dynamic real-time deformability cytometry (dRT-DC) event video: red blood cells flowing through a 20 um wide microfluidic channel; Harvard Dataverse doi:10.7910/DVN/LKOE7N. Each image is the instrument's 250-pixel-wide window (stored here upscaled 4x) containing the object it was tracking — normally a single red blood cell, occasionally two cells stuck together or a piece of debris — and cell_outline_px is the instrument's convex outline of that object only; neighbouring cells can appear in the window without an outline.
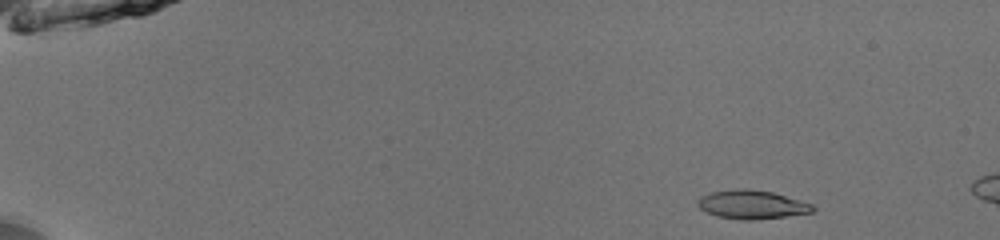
{"species": "common noctule bat (a hibernating species)", "species_latin": "Nyctalus noctula", "temperature_condition": "room temperature", "stored_images_in_passage": 11, "camera_frame_rate_fps": 3000, "um_per_image_px": 0.085, "animal": {"sex": "male", "body_mass_g": 13.0, "forearm_length_mm": 53.1}, "frame": {"image": 1, "passage_image": 1, "time_ms": 0.0, "image_size_px": [1000, 240], "cell_outline_px": [[816, 208], [812, 212], [784, 216], [752, 220], [744, 220], [720, 216], [708, 212], [700, 208], [696, 204], [704, 196], [712, 192], [736, 188], [748, 188], [772, 192], [812, 204]], "centroid_in_image_um": [63.93, 17.38], "position_along_channel_um": 21.1, "area_um2": 18.79}}